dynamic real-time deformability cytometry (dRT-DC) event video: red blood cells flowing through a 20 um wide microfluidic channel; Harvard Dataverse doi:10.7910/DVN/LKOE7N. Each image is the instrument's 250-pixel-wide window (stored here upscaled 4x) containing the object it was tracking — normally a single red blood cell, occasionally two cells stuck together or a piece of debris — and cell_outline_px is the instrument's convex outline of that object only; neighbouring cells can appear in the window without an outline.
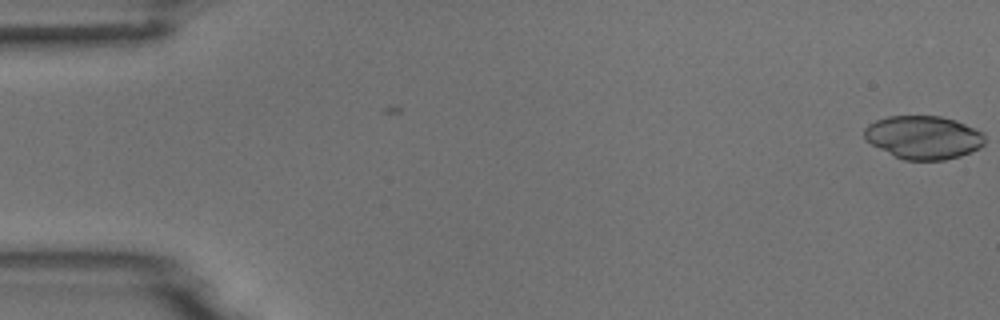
{"species": "common noctule bat (a hibernating species)", "species_latin": "Nyctalus noctula", "temperature_condition": "room temperature", "stored_images_in_passage": 5, "camera_frame_rate_fps": 3000, "um_per_image_px": 0.085, "animal": {"sex": "male", "body_mass_g": 18.8}, "frame": {"image": 1, "passage_image": 1, "time_ms": 0.0, "image_size_px": [1000, 320], "cell_outline_px": [[984, 144], [980, 148], [972, 152], [960, 156], [944, 160], [904, 160], [864, 140], [864, 128], [868, 124], [876, 120], [888, 116], [940, 116], [956, 120], [980, 132], [984, 136]], "centroid_in_image_um": [78.48, 11.67], "position_along_channel_um": 6.5, "area_um2": 30.23}}